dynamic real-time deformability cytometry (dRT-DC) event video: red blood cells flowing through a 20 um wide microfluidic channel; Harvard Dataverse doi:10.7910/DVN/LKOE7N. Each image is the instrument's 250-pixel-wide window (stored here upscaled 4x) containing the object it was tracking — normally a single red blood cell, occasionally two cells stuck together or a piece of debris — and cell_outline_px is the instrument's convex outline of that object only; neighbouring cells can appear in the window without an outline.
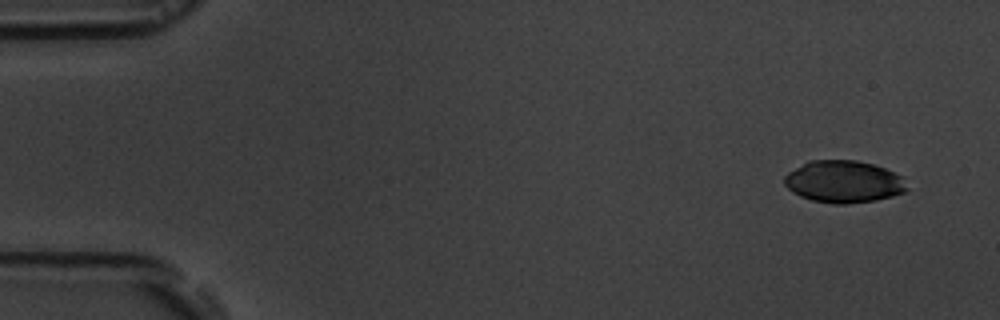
{"species": "common noctule bat (a hibernating species)", "species_latin": "Nyctalus noctula", "temperature_condition": "room temperature", "stored_images_in_passage": 6, "camera_frame_rate_fps": 3000, "um_per_image_px": 0.085, "animal": {"sex": "male", "body_mass_g": 19.5, "forearm_length_mm": 54.6}, "frame": {"image": 1, "passage_image": 1, "time_ms": 0.0, "image_size_px": [1000, 320], "cell_outline_px": [[908, 188], [904, 192], [892, 196], [876, 200], [844, 204], [832, 204], [812, 200], [800, 196], [792, 192], [784, 184], [784, 176], [788, 172], [808, 160], [856, 160], [872, 164], [884, 168], [904, 176]], "centroid_in_image_um": [71.71, 15.44], "position_along_channel_um": 13.3, "area_um2": 30.29}}